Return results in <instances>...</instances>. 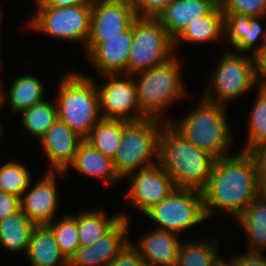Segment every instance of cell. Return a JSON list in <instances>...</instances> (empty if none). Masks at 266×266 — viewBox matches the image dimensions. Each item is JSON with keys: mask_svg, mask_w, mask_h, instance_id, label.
Masks as SVG:
<instances>
[{"mask_svg": "<svg viewBox=\"0 0 266 266\" xmlns=\"http://www.w3.org/2000/svg\"><path fill=\"white\" fill-rule=\"evenodd\" d=\"M201 193L207 219L220 209L236 220L261 194V175L253 154L240 150L239 154L216 159Z\"/></svg>", "mask_w": 266, "mask_h": 266, "instance_id": "obj_1", "label": "cell"}, {"mask_svg": "<svg viewBox=\"0 0 266 266\" xmlns=\"http://www.w3.org/2000/svg\"><path fill=\"white\" fill-rule=\"evenodd\" d=\"M215 160L186 140L169 122L162 126L158 140V163L170 175L176 188L201 191L209 180Z\"/></svg>", "mask_w": 266, "mask_h": 266, "instance_id": "obj_2", "label": "cell"}, {"mask_svg": "<svg viewBox=\"0 0 266 266\" xmlns=\"http://www.w3.org/2000/svg\"><path fill=\"white\" fill-rule=\"evenodd\" d=\"M225 106L203 97L183 120L176 123L168 118L167 122L197 148L219 159L231 155L229 150L234 140L226 121Z\"/></svg>", "mask_w": 266, "mask_h": 266, "instance_id": "obj_3", "label": "cell"}, {"mask_svg": "<svg viewBox=\"0 0 266 266\" xmlns=\"http://www.w3.org/2000/svg\"><path fill=\"white\" fill-rule=\"evenodd\" d=\"M57 92L58 119L85 139L102 119L97 84L81 72L67 71Z\"/></svg>", "mask_w": 266, "mask_h": 266, "instance_id": "obj_4", "label": "cell"}, {"mask_svg": "<svg viewBox=\"0 0 266 266\" xmlns=\"http://www.w3.org/2000/svg\"><path fill=\"white\" fill-rule=\"evenodd\" d=\"M180 62L176 56L163 65L153 67L134 75L137 100L141 112L147 118H156L167 122L162 112L170 104L175 103L184 96L187 90L181 80ZM163 110V111H162Z\"/></svg>", "mask_w": 266, "mask_h": 266, "instance_id": "obj_5", "label": "cell"}, {"mask_svg": "<svg viewBox=\"0 0 266 266\" xmlns=\"http://www.w3.org/2000/svg\"><path fill=\"white\" fill-rule=\"evenodd\" d=\"M165 123L156 118L123 121L120 148L113 159L114 169L121 179L158 163L159 134Z\"/></svg>", "mask_w": 266, "mask_h": 266, "instance_id": "obj_6", "label": "cell"}, {"mask_svg": "<svg viewBox=\"0 0 266 266\" xmlns=\"http://www.w3.org/2000/svg\"><path fill=\"white\" fill-rule=\"evenodd\" d=\"M128 58L127 75L163 65L174 54L173 39L158 18L136 17Z\"/></svg>", "mask_w": 266, "mask_h": 266, "instance_id": "obj_7", "label": "cell"}, {"mask_svg": "<svg viewBox=\"0 0 266 266\" xmlns=\"http://www.w3.org/2000/svg\"><path fill=\"white\" fill-rule=\"evenodd\" d=\"M26 27L53 38L84 44L90 35L92 3L70 7L38 6Z\"/></svg>", "mask_w": 266, "mask_h": 266, "instance_id": "obj_8", "label": "cell"}, {"mask_svg": "<svg viewBox=\"0 0 266 266\" xmlns=\"http://www.w3.org/2000/svg\"><path fill=\"white\" fill-rule=\"evenodd\" d=\"M144 215L157 223L156 229L177 235L207 219L201 191L191 188H175L168 197L151 207Z\"/></svg>", "mask_w": 266, "mask_h": 266, "instance_id": "obj_9", "label": "cell"}, {"mask_svg": "<svg viewBox=\"0 0 266 266\" xmlns=\"http://www.w3.org/2000/svg\"><path fill=\"white\" fill-rule=\"evenodd\" d=\"M221 57L203 97L227 105L256 86L255 58L232 52H225Z\"/></svg>", "mask_w": 266, "mask_h": 266, "instance_id": "obj_10", "label": "cell"}, {"mask_svg": "<svg viewBox=\"0 0 266 266\" xmlns=\"http://www.w3.org/2000/svg\"><path fill=\"white\" fill-rule=\"evenodd\" d=\"M119 76L123 78H119ZM102 77L108 78L102 86L97 84L102 118L126 122H135L147 118L140 110L132 76L106 74Z\"/></svg>", "mask_w": 266, "mask_h": 266, "instance_id": "obj_11", "label": "cell"}, {"mask_svg": "<svg viewBox=\"0 0 266 266\" xmlns=\"http://www.w3.org/2000/svg\"><path fill=\"white\" fill-rule=\"evenodd\" d=\"M136 17L129 0H93L86 56L103 43L104 38L117 36L126 30Z\"/></svg>", "mask_w": 266, "mask_h": 266, "instance_id": "obj_12", "label": "cell"}, {"mask_svg": "<svg viewBox=\"0 0 266 266\" xmlns=\"http://www.w3.org/2000/svg\"><path fill=\"white\" fill-rule=\"evenodd\" d=\"M126 178L130 180L127 199L143 214L168 197L176 188L170 175L159 163L134 171Z\"/></svg>", "mask_w": 266, "mask_h": 266, "instance_id": "obj_13", "label": "cell"}, {"mask_svg": "<svg viewBox=\"0 0 266 266\" xmlns=\"http://www.w3.org/2000/svg\"><path fill=\"white\" fill-rule=\"evenodd\" d=\"M56 174L62 176L65 173L48 170L43 178L30 190L27 188L20 197V209L35 225H48L55 220L53 217L57 214L59 200Z\"/></svg>", "mask_w": 266, "mask_h": 266, "instance_id": "obj_14", "label": "cell"}, {"mask_svg": "<svg viewBox=\"0 0 266 266\" xmlns=\"http://www.w3.org/2000/svg\"><path fill=\"white\" fill-rule=\"evenodd\" d=\"M130 221L122 218L108 233L89 246H79L68 266H108L130 242Z\"/></svg>", "mask_w": 266, "mask_h": 266, "instance_id": "obj_15", "label": "cell"}, {"mask_svg": "<svg viewBox=\"0 0 266 266\" xmlns=\"http://www.w3.org/2000/svg\"><path fill=\"white\" fill-rule=\"evenodd\" d=\"M132 38L133 23L117 36L104 38V42L87 55L91 66L101 75L127 74Z\"/></svg>", "mask_w": 266, "mask_h": 266, "instance_id": "obj_16", "label": "cell"}, {"mask_svg": "<svg viewBox=\"0 0 266 266\" xmlns=\"http://www.w3.org/2000/svg\"><path fill=\"white\" fill-rule=\"evenodd\" d=\"M39 140L51 163L49 171L64 172L73 162L78 146L84 139L57 119Z\"/></svg>", "mask_w": 266, "mask_h": 266, "instance_id": "obj_17", "label": "cell"}, {"mask_svg": "<svg viewBox=\"0 0 266 266\" xmlns=\"http://www.w3.org/2000/svg\"><path fill=\"white\" fill-rule=\"evenodd\" d=\"M179 235L156 229L132 245L139 251L146 266H176L181 240Z\"/></svg>", "mask_w": 266, "mask_h": 266, "instance_id": "obj_18", "label": "cell"}, {"mask_svg": "<svg viewBox=\"0 0 266 266\" xmlns=\"http://www.w3.org/2000/svg\"><path fill=\"white\" fill-rule=\"evenodd\" d=\"M216 5L214 0H173L158 19L174 40L189 23L207 15Z\"/></svg>", "mask_w": 266, "mask_h": 266, "instance_id": "obj_19", "label": "cell"}, {"mask_svg": "<svg viewBox=\"0 0 266 266\" xmlns=\"http://www.w3.org/2000/svg\"><path fill=\"white\" fill-rule=\"evenodd\" d=\"M264 17H250L236 13H224V38L228 39L234 49L239 53L251 50L252 56L257 54L254 47L265 30L259 20Z\"/></svg>", "mask_w": 266, "mask_h": 266, "instance_id": "obj_20", "label": "cell"}, {"mask_svg": "<svg viewBox=\"0 0 266 266\" xmlns=\"http://www.w3.org/2000/svg\"><path fill=\"white\" fill-rule=\"evenodd\" d=\"M26 257L31 266H68L53 231L47 225H36L30 237Z\"/></svg>", "mask_w": 266, "mask_h": 266, "instance_id": "obj_21", "label": "cell"}, {"mask_svg": "<svg viewBox=\"0 0 266 266\" xmlns=\"http://www.w3.org/2000/svg\"><path fill=\"white\" fill-rule=\"evenodd\" d=\"M70 167L75 168L76 171L85 176L104 179L106 185L121 180L114 169L113 160L93 148L85 140L79 144L75 158L64 171L65 174Z\"/></svg>", "mask_w": 266, "mask_h": 266, "instance_id": "obj_22", "label": "cell"}, {"mask_svg": "<svg viewBox=\"0 0 266 266\" xmlns=\"http://www.w3.org/2000/svg\"><path fill=\"white\" fill-rule=\"evenodd\" d=\"M224 38V13L221 5L217 4L207 15L198 17L189 23L183 31L173 40L174 51L180 41L189 43L216 42Z\"/></svg>", "mask_w": 266, "mask_h": 266, "instance_id": "obj_23", "label": "cell"}, {"mask_svg": "<svg viewBox=\"0 0 266 266\" xmlns=\"http://www.w3.org/2000/svg\"><path fill=\"white\" fill-rule=\"evenodd\" d=\"M2 82L0 81V93L2 106L9 101L12 113L28 109L29 107L45 100L44 85L39 78L33 75L18 76L10 84L8 92H4Z\"/></svg>", "mask_w": 266, "mask_h": 266, "instance_id": "obj_24", "label": "cell"}, {"mask_svg": "<svg viewBox=\"0 0 266 266\" xmlns=\"http://www.w3.org/2000/svg\"><path fill=\"white\" fill-rule=\"evenodd\" d=\"M236 221L246 235L249 251L266 249V198L260 194Z\"/></svg>", "mask_w": 266, "mask_h": 266, "instance_id": "obj_25", "label": "cell"}, {"mask_svg": "<svg viewBox=\"0 0 266 266\" xmlns=\"http://www.w3.org/2000/svg\"><path fill=\"white\" fill-rule=\"evenodd\" d=\"M36 225L19 209L0 220V245L8 251L27 252Z\"/></svg>", "mask_w": 266, "mask_h": 266, "instance_id": "obj_26", "label": "cell"}, {"mask_svg": "<svg viewBox=\"0 0 266 266\" xmlns=\"http://www.w3.org/2000/svg\"><path fill=\"white\" fill-rule=\"evenodd\" d=\"M78 222L80 246H89L108 233L122 218L128 219L125 213L106 216L103 210L81 211L77 216L72 215Z\"/></svg>", "mask_w": 266, "mask_h": 266, "instance_id": "obj_27", "label": "cell"}, {"mask_svg": "<svg viewBox=\"0 0 266 266\" xmlns=\"http://www.w3.org/2000/svg\"><path fill=\"white\" fill-rule=\"evenodd\" d=\"M219 240L212 238L181 242L176 266H215L221 259L217 252Z\"/></svg>", "mask_w": 266, "mask_h": 266, "instance_id": "obj_28", "label": "cell"}, {"mask_svg": "<svg viewBox=\"0 0 266 266\" xmlns=\"http://www.w3.org/2000/svg\"><path fill=\"white\" fill-rule=\"evenodd\" d=\"M122 129L123 120L102 118L84 140L113 160L120 148Z\"/></svg>", "mask_w": 266, "mask_h": 266, "instance_id": "obj_29", "label": "cell"}, {"mask_svg": "<svg viewBox=\"0 0 266 266\" xmlns=\"http://www.w3.org/2000/svg\"><path fill=\"white\" fill-rule=\"evenodd\" d=\"M23 128L33 138L40 139L58 119L57 105L43 100L20 113Z\"/></svg>", "mask_w": 266, "mask_h": 266, "instance_id": "obj_30", "label": "cell"}, {"mask_svg": "<svg viewBox=\"0 0 266 266\" xmlns=\"http://www.w3.org/2000/svg\"><path fill=\"white\" fill-rule=\"evenodd\" d=\"M256 96L248 121L249 133L246 137V146L242 147V150L247 152H251L255 147L266 143V90L258 88V95Z\"/></svg>", "mask_w": 266, "mask_h": 266, "instance_id": "obj_31", "label": "cell"}, {"mask_svg": "<svg viewBox=\"0 0 266 266\" xmlns=\"http://www.w3.org/2000/svg\"><path fill=\"white\" fill-rule=\"evenodd\" d=\"M28 169L19 162L7 161L0 166V192L19 198L30 187L31 175Z\"/></svg>", "mask_w": 266, "mask_h": 266, "instance_id": "obj_32", "label": "cell"}, {"mask_svg": "<svg viewBox=\"0 0 266 266\" xmlns=\"http://www.w3.org/2000/svg\"><path fill=\"white\" fill-rule=\"evenodd\" d=\"M47 226L53 231L64 256L70 260L80 246L77 220L71 214H67L57 222H51Z\"/></svg>", "mask_w": 266, "mask_h": 266, "instance_id": "obj_33", "label": "cell"}, {"mask_svg": "<svg viewBox=\"0 0 266 266\" xmlns=\"http://www.w3.org/2000/svg\"><path fill=\"white\" fill-rule=\"evenodd\" d=\"M221 7L223 13L266 17V0H225Z\"/></svg>", "mask_w": 266, "mask_h": 266, "instance_id": "obj_34", "label": "cell"}, {"mask_svg": "<svg viewBox=\"0 0 266 266\" xmlns=\"http://www.w3.org/2000/svg\"><path fill=\"white\" fill-rule=\"evenodd\" d=\"M173 0H129L137 17L158 16Z\"/></svg>", "mask_w": 266, "mask_h": 266, "instance_id": "obj_35", "label": "cell"}, {"mask_svg": "<svg viewBox=\"0 0 266 266\" xmlns=\"http://www.w3.org/2000/svg\"><path fill=\"white\" fill-rule=\"evenodd\" d=\"M108 266H146V263L130 241Z\"/></svg>", "mask_w": 266, "mask_h": 266, "instance_id": "obj_36", "label": "cell"}, {"mask_svg": "<svg viewBox=\"0 0 266 266\" xmlns=\"http://www.w3.org/2000/svg\"><path fill=\"white\" fill-rule=\"evenodd\" d=\"M230 262L233 266H266V256L260 252L247 250V253L236 255Z\"/></svg>", "mask_w": 266, "mask_h": 266, "instance_id": "obj_37", "label": "cell"}, {"mask_svg": "<svg viewBox=\"0 0 266 266\" xmlns=\"http://www.w3.org/2000/svg\"><path fill=\"white\" fill-rule=\"evenodd\" d=\"M20 209V198L0 192V220L16 213Z\"/></svg>", "mask_w": 266, "mask_h": 266, "instance_id": "obj_38", "label": "cell"}, {"mask_svg": "<svg viewBox=\"0 0 266 266\" xmlns=\"http://www.w3.org/2000/svg\"><path fill=\"white\" fill-rule=\"evenodd\" d=\"M254 58H255L256 84L261 80L258 84L259 89L266 90V53H257L254 56Z\"/></svg>", "mask_w": 266, "mask_h": 266, "instance_id": "obj_39", "label": "cell"}, {"mask_svg": "<svg viewBox=\"0 0 266 266\" xmlns=\"http://www.w3.org/2000/svg\"><path fill=\"white\" fill-rule=\"evenodd\" d=\"M251 153L255 158L260 175L266 173V143L255 147Z\"/></svg>", "mask_w": 266, "mask_h": 266, "instance_id": "obj_40", "label": "cell"}, {"mask_svg": "<svg viewBox=\"0 0 266 266\" xmlns=\"http://www.w3.org/2000/svg\"><path fill=\"white\" fill-rule=\"evenodd\" d=\"M84 3H93V0H44L39 6L70 7Z\"/></svg>", "mask_w": 266, "mask_h": 266, "instance_id": "obj_41", "label": "cell"}, {"mask_svg": "<svg viewBox=\"0 0 266 266\" xmlns=\"http://www.w3.org/2000/svg\"><path fill=\"white\" fill-rule=\"evenodd\" d=\"M262 38V43L257 46V53H266V27Z\"/></svg>", "mask_w": 266, "mask_h": 266, "instance_id": "obj_42", "label": "cell"}, {"mask_svg": "<svg viewBox=\"0 0 266 266\" xmlns=\"http://www.w3.org/2000/svg\"><path fill=\"white\" fill-rule=\"evenodd\" d=\"M261 194L266 198V173L261 175Z\"/></svg>", "mask_w": 266, "mask_h": 266, "instance_id": "obj_43", "label": "cell"}, {"mask_svg": "<svg viewBox=\"0 0 266 266\" xmlns=\"http://www.w3.org/2000/svg\"><path fill=\"white\" fill-rule=\"evenodd\" d=\"M215 266H233V265L229 259L228 261H226L225 258L222 257Z\"/></svg>", "mask_w": 266, "mask_h": 266, "instance_id": "obj_44", "label": "cell"}, {"mask_svg": "<svg viewBox=\"0 0 266 266\" xmlns=\"http://www.w3.org/2000/svg\"><path fill=\"white\" fill-rule=\"evenodd\" d=\"M44 0H36L35 4H36V7H38Z\"/></svg>", "mask_w": 266, "mask_h": 266, "instance_id": "obj_45", "label": "cell"}, {"mask_svg": "<svg viewBox=\"0 0 266 266\" xmlns=\"http://www.w3.org/2000/svg\"><path fill=\"white\" fill-rule=\"evenodd\" d=\"M217 4L221 5L225 0H214Z\"/></svg>", "mask_w": 266, "mask_h": 266, "instance_id": "obj_46", "label": "cell"}, {"mask_svg": "<svg viewBox=\"0 0 266 266\" xmlns=\"http://www.w3.org/2000/svg\"><path fill=\"white\" fill-rule=\"evenodd\" d=\"M2 107V101H1V93H0V109Z\"/></svg>", "mask_w": 266, "mask_h": 266, "instance_id": "obj_47", "label": "cell"}, {"mask_svg": "<svg viewBox=\"0 0 266 266\" xmlns=\"http://www.w3.org/2000/svg\"><path fill=\"white\" fill-rule=\"evenodd\" d=\"M2 126L0 125V137L2 136L1 134H2Z\"/></svg>", "mask_w": 266, "mask_h": 266, "instance_id": "obj_48", "label": "cell"}]
</instances>
